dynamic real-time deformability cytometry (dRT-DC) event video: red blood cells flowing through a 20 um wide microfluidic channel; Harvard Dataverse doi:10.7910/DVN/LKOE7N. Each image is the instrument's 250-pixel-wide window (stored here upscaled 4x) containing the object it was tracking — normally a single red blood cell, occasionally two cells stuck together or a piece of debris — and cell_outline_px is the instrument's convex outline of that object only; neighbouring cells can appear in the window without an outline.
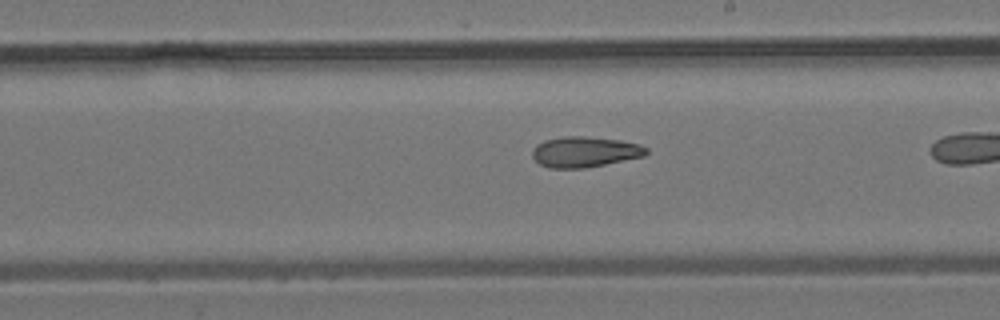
{"species": "common noctule bat (a hibernating species)", "species_latin": "Nyctalus noctula", "temperature_condition": "room temperature", "stored_images_in_passage": 29, "camera_frame_rate_fps": 3000, "um_per_image_px": 0.085, "animal": {"sex": "male", "body_mass_g": 19.2, "forearm_length_mm": 51.8}, "frame": {"image": 1, "passage_image": 21, "time_ms": 6.667, "image_size_px": [1000, 320], "cell_outline_px": [[648, 152], [644, 156], [584, 168], [548, 168], [540, 164], [532, 156], [532, 152], [536, 144], [544, 140], [564, 136], [580, 136], [620, 140], [640, 144], [648, 148]], "centroid_in_image_um": [49.69, 12.9], "position_along_channel_um": 239.3, "area_um2": 20.23}}